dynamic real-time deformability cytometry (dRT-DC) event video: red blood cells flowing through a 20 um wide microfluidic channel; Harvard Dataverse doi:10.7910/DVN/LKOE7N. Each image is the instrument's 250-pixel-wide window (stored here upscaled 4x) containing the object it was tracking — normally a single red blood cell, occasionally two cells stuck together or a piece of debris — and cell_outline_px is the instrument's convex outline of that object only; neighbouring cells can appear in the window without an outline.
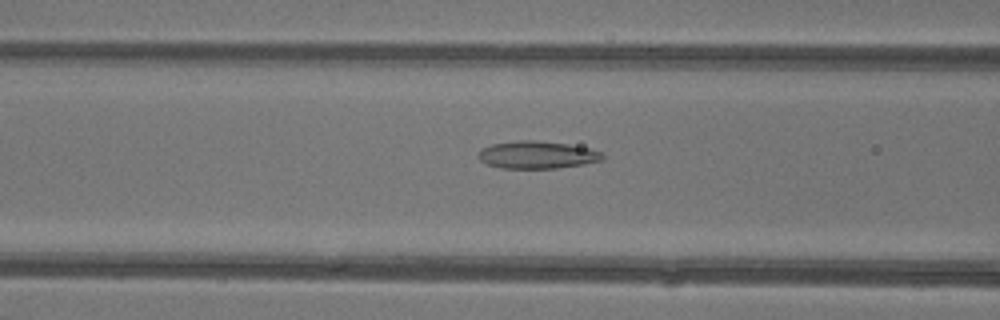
{"species": "common noctule bat (a hibernating species)", "species_latin": "Nyctalus noctula", "temperature_condition": "warm", "stored_images_in_passage": 37, "camera_frame_rate_fps": 3000, "um_per_image_px": 0.085, "animal": {"sex": "female"}, "frame": {"image": 1, "passage_image": 9, "time_ms": 2.667, "image_size_px": [1000, 320], "cell_outline_px": [[604, 160], [584, 164], [556, 168], [500, 168], [488, 164], [480, 160], [476, 156], [480, 148], [492, 144], [516, 140], [536, 140], [568, 144], [588, 148], [600, 152], [604, 156]], "centroid_in_image_um": [45.62, 13.16], "position_along_channel_um": 121.0, "area_um2": 20.0}}
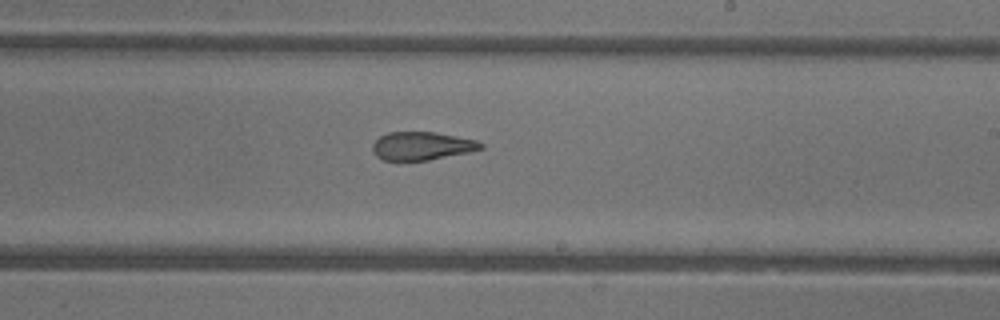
{"frame": {"image": 2, "passage_image": 18, "time_ms": 5.667, "image_size_px": [1000, 320], "cell_outline_px": [[484, 148], [468, 152], [428, 160], [384, 160], [376, 156], [372, 152], [372, 144], [380, 136], [388, 132], [436, 132], [476, 140], [484, 144]], "centroid_in_image_um": [35.84, 12.4], "position_along_channel_um": 253.2, "area_um2": 17.74}}
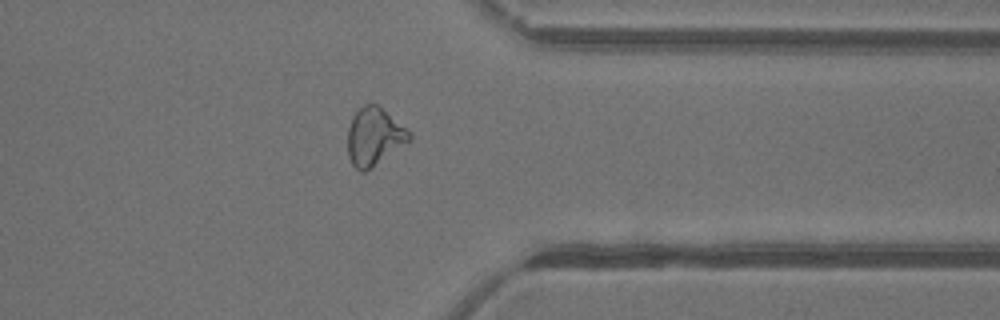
{"frame": {"image": 3, "passage_image": 27, "time_ms": 8.667, "image_size_px": [1000, 320], "cell_outline_px": [[412, 140], [364, 172], [356, 168], [352, 164], [348, 156], [348, 128], [352, 116], [364, 104], [376, 104], [412, 132]], "centroid_in_image_um": [31.82, 11.61], "position_along_channel_um": 379.6, "area_um2": 20.58}, "authors_computed_cell_mechanics": {"area_um2": 20.2878, "velocity_mm_per_s": 4.4108, "shape_relaxation_time_tau1_ms": null, "shape_relaxation_time_tau2_ms": 2.0993, "deformation_change_tau1": null, "deformation_change_tau2": 0.118}}